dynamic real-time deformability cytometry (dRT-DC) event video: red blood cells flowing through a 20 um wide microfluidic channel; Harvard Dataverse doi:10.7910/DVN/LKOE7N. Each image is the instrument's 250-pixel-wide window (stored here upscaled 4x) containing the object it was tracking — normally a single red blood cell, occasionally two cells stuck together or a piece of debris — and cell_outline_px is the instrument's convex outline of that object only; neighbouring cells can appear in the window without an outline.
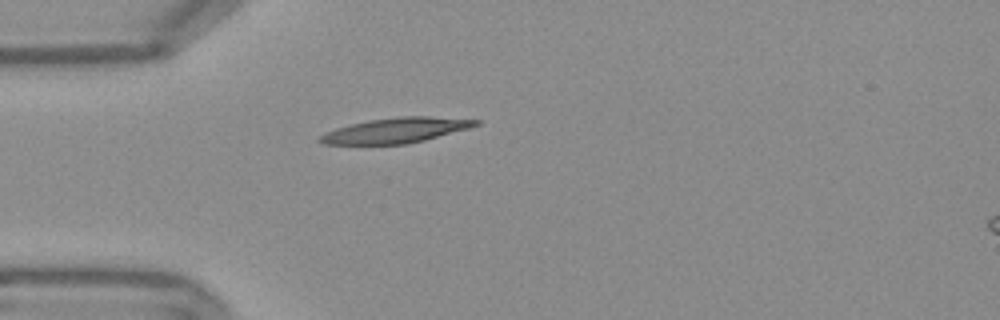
{"species": "Egyptian fruit bat (a non-hibernating species)", "species_latin": "Rousettus aegyptiacus", "temperature_condition": "warm", "stored_images_in_passage": 39, "camera_frame_rate_fps": 3000, "um_per_image_px": 0.085, "frame": {"image": 1, "passage_image": 1, "time_ms": 0.0, "image_size_px": [1000, 320], "cell_outline_px": [[480, 124], [468, 128], [424, 140], [408, 144], [320, 144], [316, 140], [324, 132], [336, 128], [352, 124], [372, 120], [400, 116], [428, 116], [480, 120]], "centroid_in_image_um": [33.61, 11.08], "position_along_channel_um": 51.4, "area_um2": 22.6}}
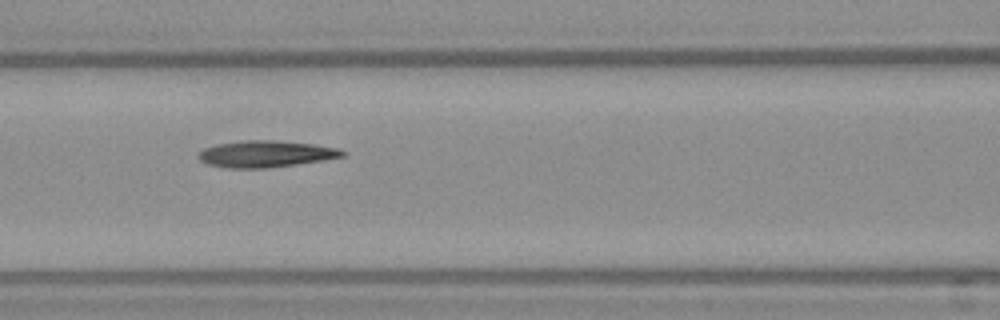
{"frame": {"image": 2, "passage_image": 9, "time_ms": 2.667, "image_size_px": [1000, 320], "cell_outline_px": [[348, 152], [344, 156], [296, 164], [264, 168], [228, 168], [208, 164], [200, 160], [196, 156], [204, 148], [216, 144], [244, 140], [272, 140], [312, 144], [340, 148]], "centroid_in_image_um": [22.58, 13.08], "position_along_channel_um": 144.0, "area_um2": 22.2}}
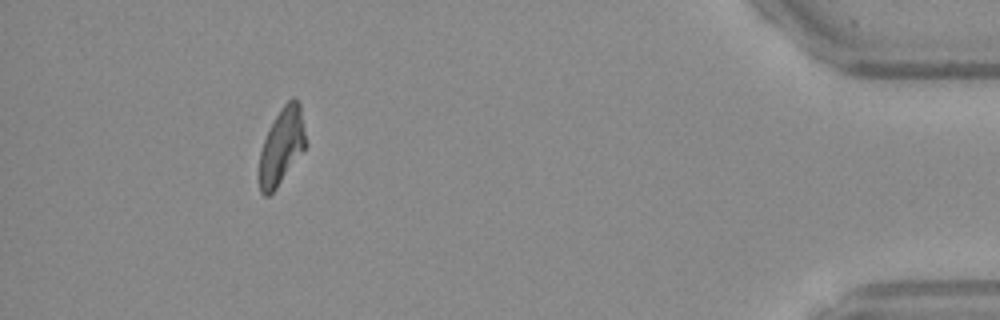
{"frame": {"image": 3, "passage_image": 35, "time_ms": 11.333, "image_size_px": [1000, 320], "cell_outline_px": [[308, 144], [276, 188], [268, 196], [264, 196], [260, 192], [256, 176], [260, 152], [264, 140], [276, 116], [284, 104], [292, 96], [296, 96], [300, 104]], "centroid_in_image_um": [23.93, 12.46], "position_along_channel_um": 411.3, "area_um2": 21.04}, "authors_computed_cell_mechanics": {"area_um2": 21.5594, "velocity_mm_per_s": 3.7918, "shape_relaxation_time_tau1_ms": null, "shape_relaxation_time_tau2_ms": 8.4766, "deformation_change_tau1": null, "deformation_change_tau2": 0.2099}}